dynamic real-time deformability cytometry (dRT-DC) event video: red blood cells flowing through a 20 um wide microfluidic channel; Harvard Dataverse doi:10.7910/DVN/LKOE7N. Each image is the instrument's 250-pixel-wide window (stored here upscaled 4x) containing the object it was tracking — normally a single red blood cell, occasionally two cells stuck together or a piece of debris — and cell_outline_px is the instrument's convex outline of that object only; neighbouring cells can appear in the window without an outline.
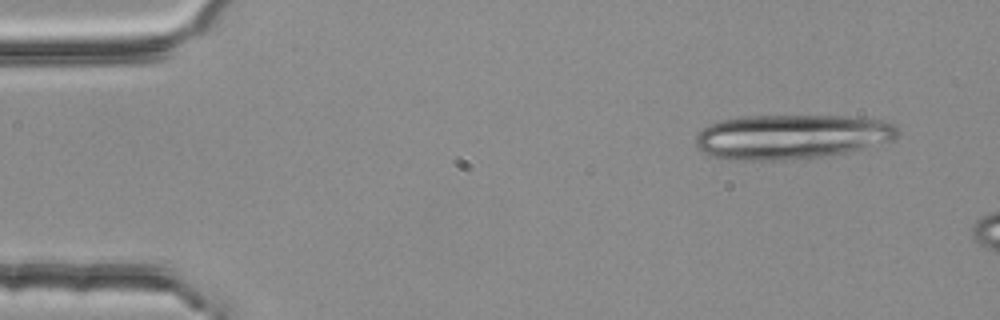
{"species": "common noctule bat (a hibernating species)", "species_latin": "Nyctalus noctula", "temperature_condition": "room temperature", "stored_images_in_passage": 3, "camera_frame_rate_fps": 3000, "um_per_image_px": 0.085, "animal": {"sex": "female", "body_mass_g": 25.1}, "frame": {"image": 1, "passage_image": 1, "time_ms": 0.0, "image_size_px": [1000, 320], "cell_outline_px": [[896, 136], [892, 140], [848, 152], [824, 156], [784, 160], [732, 160], [708, 156], [696, 148], [696, 136], [708, 124], [720, 120], [744, 116], [848, 116], [884, 120], [896, 124]], "centroid_in_image_um": [67.22, 11.62], "position_along_channel_um": 17.8, "area_um2": 52.71}}